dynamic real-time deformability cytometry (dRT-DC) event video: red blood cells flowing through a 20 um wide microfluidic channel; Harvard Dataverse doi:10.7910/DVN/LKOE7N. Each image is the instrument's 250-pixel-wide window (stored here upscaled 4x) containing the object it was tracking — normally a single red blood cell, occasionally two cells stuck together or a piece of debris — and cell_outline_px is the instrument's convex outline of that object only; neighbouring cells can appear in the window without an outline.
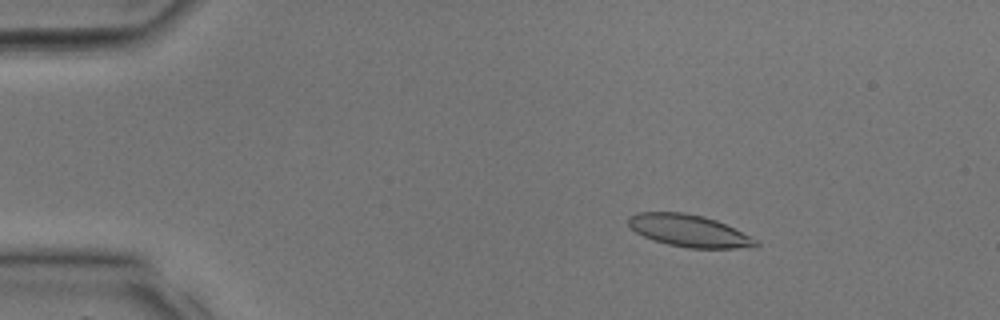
{"species": "common noctule bat (a hibernating species)", "species_latin": "Nyctalus noctula", "temperature_condition": "room temperature", "stored_images_in_passage": 18, "camera_frame_rate_fps": 3000, "um_per_image_px": 0.085, "animal": {"sex": "male", "body_mass_g": 17.9, "forearm_length_mm": 54.2}, "frame": {"image": 1, "passage_image": 5, "time_ms": 1.333, "image_size_px": [1000, 320], "cell_outline_px": [[760, 244], [756, 248], [688, 248], [668, 244], [652, 240], [636, 232], [628, 224], [628, 216], [636, 212], [684, 212], [704, 216], [716, 220], [756, 240]], "centroid_in_image_um": [58.54, 19.61], "position_along_channel_um": 26.5, "area_um2": 23.76}}
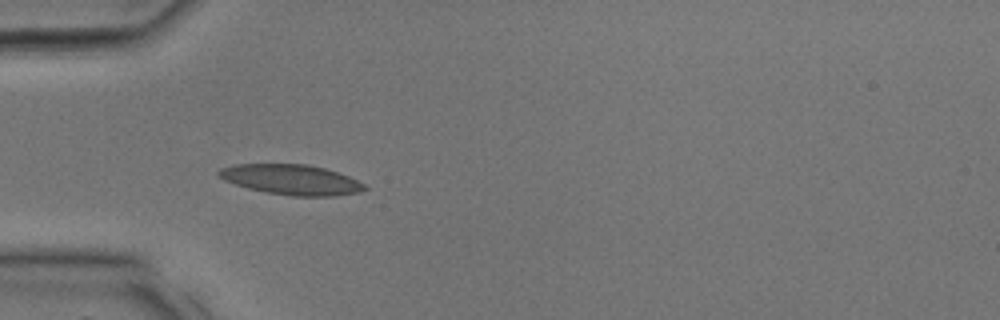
{"frame": {"image": 2, "passage_image": 10, "time_ms": 3.0, "image_size_px": [1000, 320], "cell_outline_px": [[368, 188], [360, 192], [332, 196], [292, 196], [268, 192], [248, 188], [224, 180], [216, 176], [216, 172], [220, 168], [236, 164], [308, 164], [324, 168], [348, 176], [364, 184]], "centroid_in_image_um": [24.73, 15.26], "position_along_channel_um": 60.3, "area_um2": 25.55}}
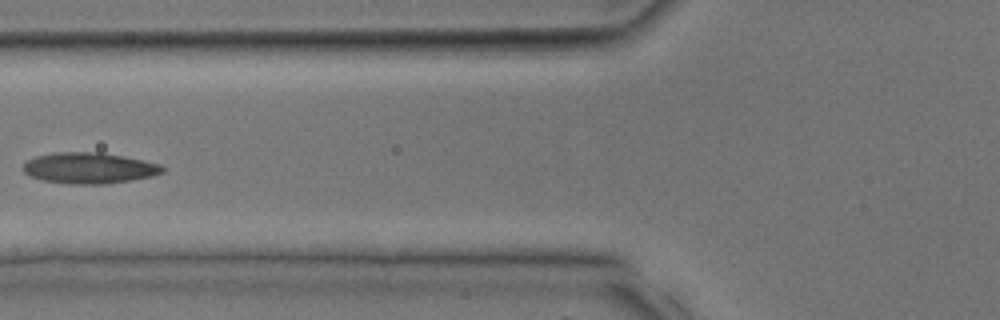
{"frame": {"image": 3, "passage_image": 13, "time_ms": 4.0, "image_size_px": [1000, 320], "cell_outline_px": [[164, 172], [152, 176], [132, 180], [104, 184], [68, 184], [44, 180], [28, 176], [20, 168], [28, 160], [36, 156], [56, 152], [100, 152], [124, 156], [160, 164], [164, 168]], "centroid_in_image_um": [7.56, 14.28], "position_along_channel_um": 118.2, "area_um2": 25.26}}